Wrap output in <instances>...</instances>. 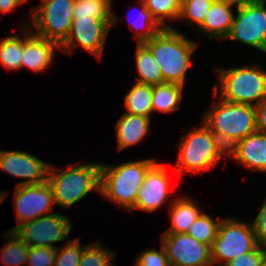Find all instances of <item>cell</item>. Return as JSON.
Returning <instances> with one entry per match:
<instances>
[{
	"label": "cell",
	"instance_id": "cell-15",
	"mask_svg": "<svg viewBox=\"0 0 266 266\" xmlns=\"http://www.w3.org/2000/svg\"><path fill=\"white\" fill-rule=\"evenodd\" d=\"M166 170L163 164L157 162L148 169L130 212L140 209L150 213L165 204L170 193V179Z\"/></svg>",
	"mask_w": 266,
	"mask_h": 266
},
{
	"label": "cell",
	"instance_id": "cell-30",
	"mask_svg": "<svg viewBox=\"0 0 266 266\" xmlns=\"http://www.w3.org/2000/svg\"><path fill=\"white\" fill-rule=\"evenodd\" d=\"M140 4L141 11L139 18L136 19L134 24H129L132 28L134 27L133 30H136V35H134V38L137 40V43H143L147 40H150L163 29L153 18L151 12L146 8L145 3L140 2ZM139 22H141V24ZM137 30L140 31L138 32Z\"/></svg>",
	"mask_w": 266,
	"mask_h": 266
},
{
	"label": "cell",
	"instance_id": "cell-33",
	"mask_svg": "<svg viewBox=\"0 0 266 266\" xmlns=\"http://www.w3.org/2000/svg\"><path fill=\"white\" fill-rule=\"evenodd\" d=\"M214 143V150L217 157L221 160L223 157L231 156L235 158L237 153L238 141L220 131H211Z\"/></svg>",
	"mask_w": 266,
	"mask_h": 266
},
{
	"label": "cell",
	"instance_id": "cell-26",
	"mask_svg": "<svg viewBox=\"0 0 266 266\" xmlns=\"http://www.w3.org/2000/svg\"><path fill=\"white\" fill-rule=\"evenodd\" d=\"M23 38L19 35L3 38L0 41V64L9 70L21 69Z\"/></svg>",
	"mask_w": 266,
	"mask_h": 266
},
{
	"label": "cell",
	"instance_id": "cell-37",
	"mask_svg": "<svg viewBox=\"0 0 266 266\" xmlns=\"http://www.w3.org/2000/svg\"><path fill=\"white\" fill-rule=\"evenodd\" d=\"M251 225L258 243L265 245L266 244V198L262 203V207L260 208L255 219L251 222Z\"/></svg>",
	"mask_w": 266,
	"mask_h": 266
},
{
	"label": "cell",
	"instance_id": "cell-23",
	"mask_svg": "<svg viewBox=\"0 0 266 266\" xmlns=\"http://www.w3.org/2000/svg\"><path fill=\"white\" fill-rule=\"evenodd\" d=\"M153 86L135 83L125 95V113L147 116L152 114Z\"/></svg>",
	"mask_w": 266,
	"mask_h": 266
},
{
	"label": "cell",
	"instance_id": "cell-31",
	"mask_svg": "<svg viewBox=\"0 0 266 266\" xmlns=\"http://www.w3.org/2000/svg\"><path fill=\"white\" fill-rule=\"evenodd\" d=\"M114 257H116L115 252L105 249L98 241L84 248L79 266H115L112 264Z\"/></svg>",
	"mask_w": 266,
	"mask_h": 266
},
{
	"label": "cell",
	"instance_id": "cell-34",
	"mask_svg": "<svg viewBox=\"0 0 266 266\" xmlns=\"http://www.w3.org/2000/svg\"><path fill=\"white\" fill-rule=\"evenodd\" d=\"M56 249L52 247H30L28 266H54Z\"/></svg>",
	"mask_w": 266,
	"mask_h": 266
},
{
	"label": "cell",
	"instance_id": "cell-21",
	"mask_svg": "<svg viewBox=\"0 0 266 266\" xmlns=\"http://www.w3.org/2000/svg\"><path fill=\"white\" fill-rule=\"evenodd\" d=\"M184 86L164 82L153 86L152 110L162 113H173L179 110Z\"/></svg>",
	"mask_w": 266,
	"mask_h": 266
},
{
	"label": "cell",
	"instance_id": "cell-25",
	"mask_svg": "<svg viewBox=\"0 0 266 266\" xmlns=\"http://www.w3.org/2000/svg\"><path fill=\"white\" fill-rule=\"evenodd\" d=\"M5 234L4 237L8 241L3 245L0 252L1 263L7 266L25 265L30 246L13 231H6Z\"/></svg>",
	"mask_w": 266,
	"mask_h": 266
},
{
	"label": "cell",
	"instance_id": "cell-19",
	"mask_svg": "<svg viewBox=\"0 0 266 266\" xmlns=\"http://www.w3.org/2000/svg\"><path fill=\"white\" fill-rule=\"evenodd\" d=\"M150 117L124 113L116 122L117 150L138 144L149 131Z\"/></svg>",
	"mask_w": 266,
	"mask_h": 266
},
{
	"label": "cell",
	"instance_id": "cell-5",
	"mask_svg": "<svg viewBox=\"0 0 266 266\" xmlns=\"http://www.w3.org/2000/svg\"><path fill=\"white\" fill-rule=\"evenodd\" d=\"M201 124L181 137L174 174L202 173L220 161L214 150L210 128L203 121Z\"/></svg>",
	"mask_w": 266,
	"mask_h": 266
},
{
	"label": "cell",
	"instance_id": "cell-41",
	"mask_svg": "<svg viewBox=\"0 0 266 266\" xmlns=\"http://www.w3.org/2000/svg\"><path fill=\"white\" fill-rule=\"evenodd\" d=\"M261 266H266V253H265L264 258L262 260Z\"/></svg>",
	"mask_w": 266,
	"mask_h": 266
},
{
	"label": "cell",
	"instance_id": "cell-42",
	"mask_svg": "<svg viewBox=\"0 0 266 266\" xmlns=\"http://www.w3.org/2000/svg\"><path fill=\"white\" fill-rule=\"evenodd\" d=\"M232 1H235L237 3H241V2H247V1H253V0H232Z\"/></svg>",
	"mask_w": 266,
	"mask_h": 266
},
{
	"label": "cell",
	"instance_id": "cell-2",
	"mask_svg": "<svg viewBox=\"0 0 266 266\" xmlns=\"http://www.w3.org/2000/svg\"><path fill=\"white\" fill-rule=\"evenodd\" d=\"M46 181L52 188L54 202L66 209L94 189L100 193L101 163L69 166L63 171H56V167L49 164Z\"/></svg>",
	"mask_w": 266,
	"mask_h": 266
},
{
	"label": "cell",
	"instance_id": "cell-43",
	"mask_svg": "<svg viewBox=\"0 0 266 266\" xmlns=\"http://www.w3.org/2000/svg\"><path fill=\"white\" fill-rule=\"evenodd\" d=\"M147 0H140L139 2L145 3Z\"/></svg>",
	"mask_w": 266,
	"mask_h": 266
},
{
	"label": "cell",
	"instance_id": "cell-12",
	"mask_svg": "<svg viewBox=\"0 0 266 266\" xmlns=\"http://www.w3.org/2000/svg\"><path fill=\"white\" fill-rule=\"evenodd\" d=\"M161 240L170 266H213L211 247L187 233H163Z\"/></svg>",
	"mask_w": 266,
	"mask_h": 266
},
{
	"label": "cell",
	"instance_id": "cell-11",
	"mask_svg": "<svg viewBox=\"0 0 266 266\" xmlns=\"http://www.w3.org/2000/svg\"><path fill=\"white\" fill-rule=\"evenodd\" d=\"M113 20L94 18H73L70 32L60 44V51L69 53L79 45L83 50L101 60L106 37L112 28Z\"/></svg>",
	"mask_w": 266,
	"mask_h": 266
},
{
	"label": "cell",
	"instance_id": "cell-14",
	"mask_svg": "<svg viewBox=\"0 0 266 266\" xmlns=\"http://www.w3.org/2000/svg\"><path fill=\"white\" fill-rule=\"evenodd\" d=\"M49 164L25 151L0 150V169L25 181L17 185H37L46 181Z\"/></svg>",
	"mask_w": 266,
	"mask_h": 266
},
{
	"label": "cell",
	"instance_id": "cell-9",
	"mask_svg": "<svg viewBox=\"0 0 266 266\" xmlns=\"http://www.w3.org/2000/svg\"><path fill=\"white\" fill-rule=\"evenodd\" d=\"M42 2V5L32 8L30 20L34 27L30 29L37 36L53 40L60 45L70 32L75 0H44Z\"/></svg>",
	"mask_w": 266,
	"mask_h": 266
},
{
	"label": "cell",
	"instance_id": "cell-3",
	"mask_svg": "<svg viewBox=\"0 0 266 266\" xmlns=\"http://www.w3.org/2000/svg\"><path fill=\"white\" fill-rule=\"evenodd\" d=\"M155 162L154 158H150L118 166L102 163L100 193L130 211L135 205L146 172Z\"/></svg>",
	"mask_w": 266,
	"mask_h": 266
},
{
	"label": "cell",
	"instance_id": "cell-8",
	"mask_svg": "<svg viewBox=\"0 0 266 266\" xmlns=\"http://www.w3.org/2000/svg\"><path fill=\"white\" fill-rule=\"evenodd\" d=\"M266 0L236 5L231 30L225 39L239 41L266 54Z\"/></svg>",
	"mask_w": 266,
	"mask_h": 266
},
{
	"label": "cell",
	"instance_id": "cell-17",
	"mask_svg": "<svg viewBox=\"0 0 266 266\" xmlns=\"http://www.w3.org/2000/svg\"><path fill=\"white\" fill-rule=\"evenodd\" d=\"M237 4V2L232 0H214L197 30L211 39H225L231 30L233 22L232 8Z\"/></svg>",
	"mask_w": 266,
	"mask_h": 266
},
{
	"label": "cell",
	"instance_id": "cell-29",
	"mask_svg": "<svg viewBox=\"0 0 266 266\" xmlns=\"http://www.w3.org/2000/svg\"><path fill=\"white\" fill-rule=\"evenodd\" d=\"M214 0H181L180 14L178 19L187 21L198 28L209 11ZM197 26V27H196Z\"/></svg>",
	"mask_w": 266,
	"mask_h": 266
},
{
	"label": "cell",
	"instance_id": "cell-18",
	"mask_svg": "<svg viewBox=\"0 0 266 266\" xmlns=\"http://www.w3.org/2000/svg\"><path fill=\"white\" fill-rule=\"evenodd\" d=\"M234 160L248 169L266 173V134L256 131L239 140Z\"/></svg>",
	"mask_w": 266,
	"mask_h": 266
},
{
	"label": "cell",
	"instance_id": "cell-24",
	"mask_svg": "<svg viewBox=\"0 0 266 266\" xmlns=\"http://www.w3.org/2000/svg\"><path fill=\"white\" fill-rule=\"evenodd\" d=\"M111 5V0H75L72 17L113 20V27L119 18L112 12Z\"/></svg>",
	"mask_w": 266,
	"mask_h": 266
},
{
	"label": "cell",
	"instance_id": "cell-27",
	"mask_svg": "<svg viewBox=\"0 0 266 266\" xmlns=\"http://www.w3.org/2000/svg\"><path fill=\"white\" fill-rule=\"evenodd\" d=\"M145 6L162 28H172L165 19L178 20L181 0H147Z\"/></svg>",
	"mask_w": 266,
	"mask_h": 266
},
{
	"label": "cell",
	"instance_id": "cell-36",
	"mask_svg": "<svg viewBox=\"0 0 266 266\" xmlns=\"http://www.w3.org/2000/svg\"><path fill=\"white\" fill-rule=\"evenodd\" d=\"M135 266H170L164 247L161 245V250L150 249L142 251L136 258Z\"/></svg>",
	"mask_w": 266,
	"mask_h": 266
},
{
	"label": "cell",
	"instance_id": "cell-28",
	"mask_svg": "<svg viewBox=\"0 0 266 266\" xmlns=\"http://www.w3.org/2000/svg\"><path fill=\"white\" fill-rule=\"evenodd\" d=\"M219 223L220 220L215 221L210 215L202 212L191 224L187 234L212 247Z\"/></svg>",
	"mask_w": 266,
	"mask_h": 266
},
{
	"label": "cell",
	"instance_id": "cell-32",
	"mask_svg": "<svg viewBox=\"0 0 266 266\" xmlns=\"http://www.w3.org/2000/svg\"><path fill=\"white\" fill-rule=\"evenodd\" d=\"M79 239H70L65 246L56 249L54 266H79L84 248Z\"/></svg>",
	"mask_w": 266,
	"mask_h": 266
},
{
	"label": "cell",
	"instance_id": "cell-16",
	"mask_svg": "<svg viewBox=\"0 0 266 266\" xmlns=\"http://www.w3.org/2000/svg\"><path fill=\"white\" fill-rule=\"evenodd\" d=\"M27 27V28H26ZM24 27L23 54L21 69L28 68L34 72H42L48 69L54 58V51L60 50V45L50 39L37 36L29 27Z\"/></svg>",
	"mask_w": 266,
	"mask_h": 266
},
{
	"label": "cell",
	"instance_id": "cell-6",
	"mask_svg": "<svg viewBox=\"0 0 266 266\" xmlns=\"http://www.w3.org/2000/svg\"><path fill=\"white\" fill-rule=\"evenodd\" d=\"M203 114V122L211 131H220L237 141L257 131L254 106L227 102L220 97Z\"/></svg>",
	"mask_w": 266,
	"mask_h": 266
},
{
	"label": "cell",
	"instance_id": "cell-20",
	"mask_svg": "<svg viewBox=\"0 0 266 266\" xmlns=\"http://www.w3.org/2000/svg\"><path fill=\"white\" fill-rule=\"evenodd\" d=\"M169 216L172 226L164 233H187L191 224L202 213L199 206L188 197L175 198L170 202Z\"/></svg>",
	"mask_w": 266,
	"mask_h": 266
},
{
	"label": "cell",
	"instance_id": "cell-22",
	"mask_svg": "<svg viewBox=\"0 0 266 266\" xmlns=\"http://www.w3.org/2000/svg\"><path fill=\"white\" fill-rule=\"evenodd\" d=\"M135 52V62L139 74L136 83L152 86L164 83L160 66L156 63L151 51L143 43H137Z\"/></svg>",
	"mask_w": 266,
	"mask_h": 266
},
{
	"label": "cell",
	"instance_id": "cell-10",
	"mask_svg": "<svg viewBox=\"0 0 266 266\" xmlns=\"http://www.w3.org/2000/svg\"><path fill=\"white\" fill-rule=\"evenodd\" d=\"M73 224L60 212L48 213L18 226L15 232L30 247H58L54 243L69 236Z\"/></svg>",
	"mask_w": 266,
	"mask_h": 266
},
{
	"label": "cell",
	"instance_id": "cell-39",
	"mask_svg": "<svg viewBox=\"0 0 266 266\" xmlns=\"http://www.w3.org/2000/svg\"><path fill=\"white\" fill-rule=\"evenodd\" d=\"M27 0H0V13L16 11V7Z\"/></svg>",
	"mask_w": 266,
	"mask_h": 266
},
{
	"label": "cell",
	"instance_id": "cell-4",
	"mask_svg": "<svg viewBox=\"0 0 266 266\" xmlns=\"http://www.w3.org/2000/svg\"><path fill=\"white\" fill-rule=\"evenodd\" d=\"M220 79L213 87L214 97L227 102L256 106L266 99V71L257 65L218 69ZM220 90V91H218Z\"/></svg>",
	"mask_w": 266,
	"mask_h": 266
},
{
	"label": "cell",
	"instance_id": "cell-35",
	"mask_svg": "<svg viewBox=\"0 0 266 266\" xmlns=\"http://www.w3.org/2000/svg\"><path fill=\"white\" fill-rule=\"evenodd\" d=\"M265 253L266 246L258 244L252 251L233 258L224 266H261Z\"/></svg>",
	"mask_w": 266,
	"mask_h": 266
},
{
	"label": "cell",
	"instance_id": "cell-38",
	"mask_svg": "<svg viewBox=\"0 0 266 266\" xmlns=\"http://www.w3.org/2000/svg\"><path fill=\"white\" fill-rule=\"evenodd\" d=\"M257 131L266 134V99L254 106Z\"/></svg>",
	"mask_w": 266,
	"mask_h": 266
},
{
	"label": "cell",
	"instance_id": "cell-13",
	"mask_svg": "<svg viewBox=\"0 0 266 266\" xmlns=\"http://www.w3.org/2000/svg\"><path fill=\"white\" fill-rule=\"evenodd\" d=\"M13 196L18 224L9 231L51 213L55 204L52 188L47 181L37 185H17Z\"/></svg>",
	"mask_w": 266,
	"mask_h": 266
},
{
	"label": "cell",
	"instance_id": "cell-40",
	"mask_svg": "<svg viewBox=\"0 0 266 266\" xmlns=\"http://www.w3.org/2000/svg\"><path fill=\"white\" fill-rule=\"evenodd\" d=\"M7 192L5 193V192H0V204L6 199V197H7Z\"/></svg>",
	"mask_w": 266,
	"mask_h": 266
},
{
	"label": "cell",
	"instance_id": "cell-1",
	"mask_svg": "<svg viewBox=\"0 0 266 266\" xmlns=\"http://www.w3.org/2000/svg\"><path fill=\"white\" fill-rule=\"evenodd\" d=\"M143 44L160 66L164 82L185 86L187 70L192 65L191 55L198 43L173 27L163 28Z\"/></svg>",
	"mask_w": 266,
	"mask_h": 266
},
{
	"label": "cell",
	"instance_id": "cell-7",
	"mask_svg": "<svg viewBox=\"0 0 266 266\" xmlns=\"http://www.w3.org/2000/svg\"><path fill=\"white\" fill-rule=\"evenodd\" d=\"M258 244L251 223L222 218L211 247L212 264L224 266L233 258L252 251Z\"/></svg>",
	"mask_w": 266,
	"mask_h": 266
}]
</instances>
